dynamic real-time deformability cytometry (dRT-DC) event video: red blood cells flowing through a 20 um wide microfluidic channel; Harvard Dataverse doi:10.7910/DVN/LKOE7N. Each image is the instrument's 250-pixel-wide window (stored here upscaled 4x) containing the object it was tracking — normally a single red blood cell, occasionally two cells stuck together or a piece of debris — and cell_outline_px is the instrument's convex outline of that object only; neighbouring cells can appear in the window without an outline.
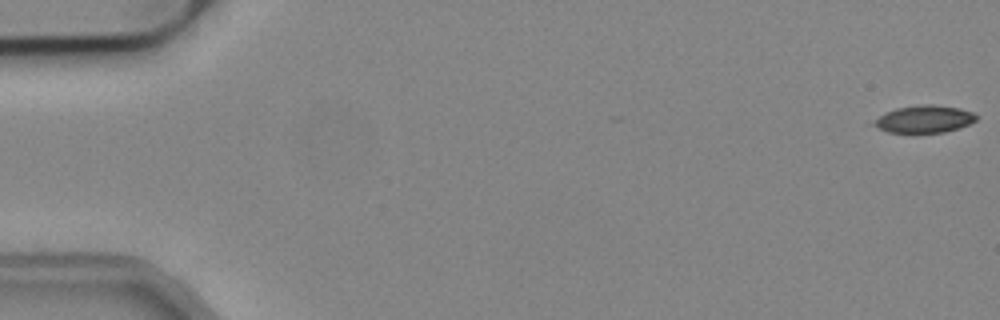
{"species": "common noctule bat (a hibernating species)", "species_latin": "Nyctalus noctula", "temperature_condition": "cold", "stored_images_in_passage": 6, "camera_frame_rate_fps": 3000, "um_per_image_px": 0.085, "animal": {"sex": "male", "body_mass_g": 19.2, "forearm_length_mm": 51.8}, "frame": {"image": 1, "passage_image": 1, "time_ms": 0.0, "image_size_px": [1000, 320], "cell_outline_px": [[976, 120], [960, 128], [944, 132], [888, 132], [864, 124], [884, 112], [896, 108], [924, 104], [932, 104], [960, 108], [972, 112], [976, 116]], "centroid_in_image_um": [78.43, 10.12], "position_along_channel_um": 6.6, "area_um2": 16.65}}